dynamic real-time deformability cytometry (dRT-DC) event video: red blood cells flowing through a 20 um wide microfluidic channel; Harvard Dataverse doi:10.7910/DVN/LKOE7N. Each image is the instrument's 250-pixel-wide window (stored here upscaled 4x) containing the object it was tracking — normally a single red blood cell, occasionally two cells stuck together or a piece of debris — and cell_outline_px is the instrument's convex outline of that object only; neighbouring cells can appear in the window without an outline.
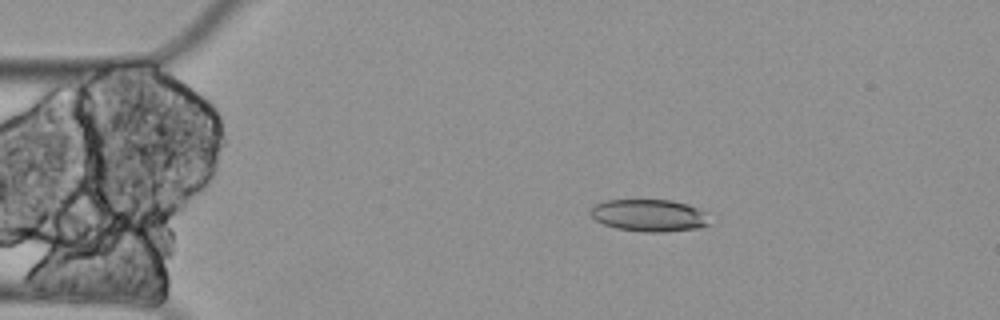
{"species": "Egyptian fruit bat (a non-hibernating species)", "species_latin": "Rousettus aegyptiacus", "temperature_condition": "cold", "stored_images_in_passage": 59, "camera_frame_rate_fps": 3000, "um_per_image_px": 0.085, "animal": {"sex": "female"}, "frame": {"image": 1, "passage_image": 11, "time_ms": 3.333, "image_size_px": [1000, 320], "cell_outline_px": [[712, 224], [700, 228], [664, 232], [648, 232], [616, 228], [604, 224], [596, 220], [588, 212], [596, 204], [608, 200], [672, 200], [688, 204], [704, 212]], "centroid_in_image_um": [55.21, 18.31], "position_along_channel_um": 29.8, "area_um2": 22.31}}
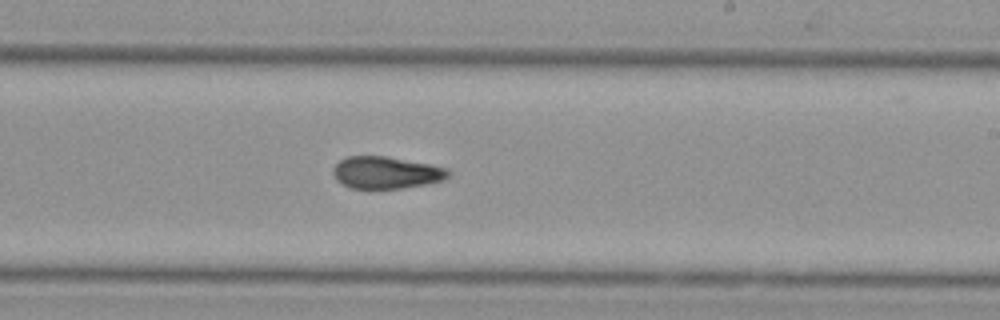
{"frame": {"image": 2, "passage_image": 35, "time_ms": 11.333, "image_size_px": [1000, 320], "cell_outline_px": [[452, 172], [444, 180], [404, 188], [352, 188], [336, 180], [332, 172], [332, 168], [340, 160], [348, 156], [388, 156], [432, 164], [448, 168]], "centroid_in_image_um": [32.85, 14.65], "position_along_channel_um": 256.2, "area_um2": 21.68}}
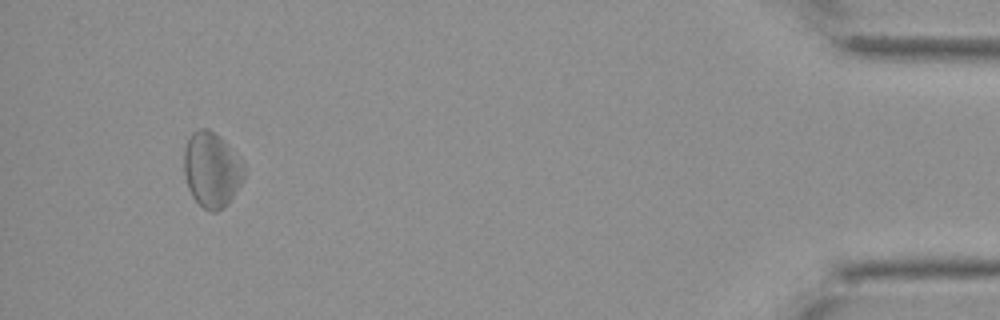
{"frame": {"image": 3, "passage_image": 56, "time_ms": 18.333, "image_size_px": [1000, 320], "cell_outline_px": [[244, 176], [240, 184], [228, 204], [216, 212], [212, 212], [204, 208], [192, 196], [188, 188], [184, 172], [184, 152], [188, 140], [192, 132], [196, 128], [208, 128], [220, 136], [224, 140], [244, 164]], "centroid_in_image_um": [17.98, 14.41], "position_along_channel_um": 417.2, "area_um2": 26.18}}